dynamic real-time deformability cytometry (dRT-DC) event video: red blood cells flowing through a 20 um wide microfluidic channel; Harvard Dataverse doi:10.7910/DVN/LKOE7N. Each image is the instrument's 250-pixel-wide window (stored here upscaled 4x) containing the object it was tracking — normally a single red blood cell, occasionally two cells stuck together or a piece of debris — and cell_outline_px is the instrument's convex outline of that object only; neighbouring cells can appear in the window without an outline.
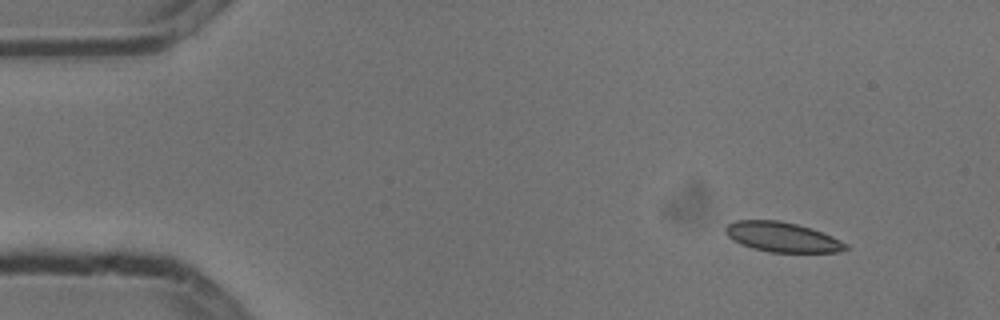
{"species": "common noctule bat (a hibernating species)", "species_latin": "Nyctalus noctula", "temperature_condition": "cold", "stored_images_in_passage": 4, "segment_of_instrument_passage": [1, 2], "camera_frame_rate_fps": 3000, "um_per_image_px": 0.085, "animal": {"sex": "male", "body_mass_g": 13.3}, "frame": {"image": 1, "passage_image": 1, "time_ms": 0.0, "image_size_px": [1000, 320], "cell_outline_px": [[848, 248], [840, 252], [768, 252], [752, 248], [740, 244], [732, 240], [724, 232], [724, 228], [728, 224], [736, 220], [780, 220], [812, 228], [832, 236], [848, 244]], "centroid_in_image_um": [66.47, 20.15], "position_along_channel_um": 18.5, "area_um2": 21.04}}